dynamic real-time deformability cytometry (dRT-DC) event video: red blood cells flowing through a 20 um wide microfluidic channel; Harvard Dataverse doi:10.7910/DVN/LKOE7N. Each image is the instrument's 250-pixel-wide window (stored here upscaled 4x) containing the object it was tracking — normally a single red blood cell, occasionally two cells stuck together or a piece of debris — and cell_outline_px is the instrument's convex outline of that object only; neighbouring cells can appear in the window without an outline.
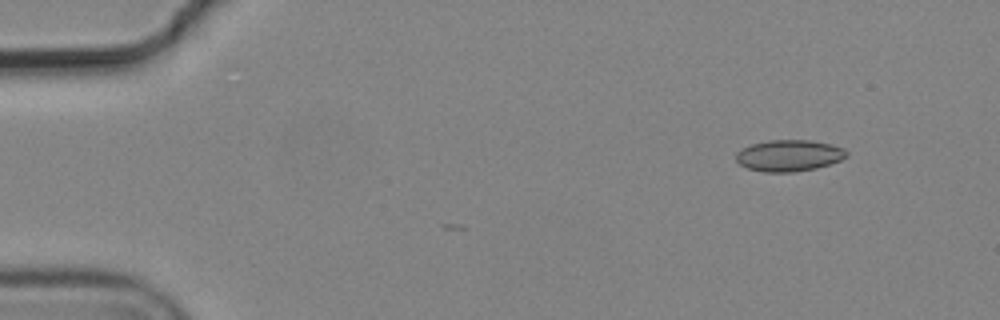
{"species": "common noctule bat (a hibernating species)", "species_latin": "Nyctalus noctula", "temperature_condition": "cold", "stored_images_in_passage": 4, "camera_frame_rate_fps": 3000, "um_per_image_px": 0.085, "animal": {"sex": "male", "body_mass_g": 19.2, "forearm_length_mm": 51.8}, "frame": {"image": 1, "passage_image": 1, "time_ms": 0.0, "image_size_px": [1000, 320], "cell_outline_px": [[848, 156], [840, 160], [816, 168], [792, 172], [764, 172], [748, 168], [740, 164], [736, 160], [736, 152], [740, 148], [752, 144], [768, 140], [812, 140], [832, 144], [844, 148], [848, 152]], "centroid_in_image_um": [67.07, 13.21], "position_along_channel_um": 17.9, "area_um2": 20.35}}
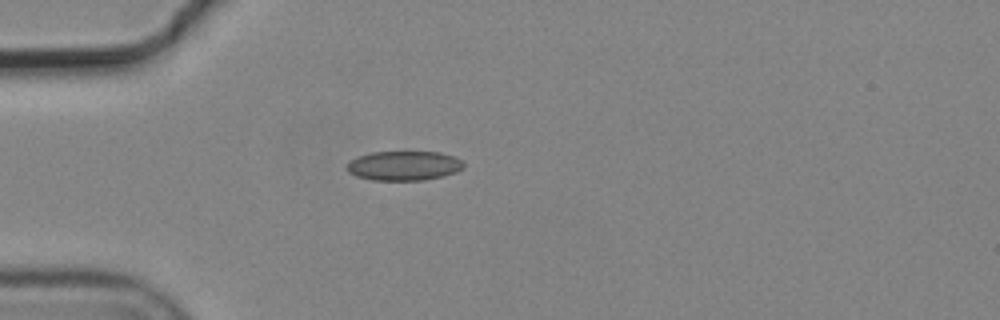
{"frame": {"image": 2, "passage_image": 4, "time_ms": 1.0, "image_size_px": [1000, 320], "cell_outline_px": [[464, 168], [456, 172], [444, 176], [424, 180], [372, 180], [356, 176], [348, 172], [348, 164], [352, 160], [360, 156], [372, 152], [440, 152], [456, 156], [464, 164]], "centroid_in_image_um": [34.39, 14.09], "position_along_channel_um": 50.6, "area_um2": 20.0}}